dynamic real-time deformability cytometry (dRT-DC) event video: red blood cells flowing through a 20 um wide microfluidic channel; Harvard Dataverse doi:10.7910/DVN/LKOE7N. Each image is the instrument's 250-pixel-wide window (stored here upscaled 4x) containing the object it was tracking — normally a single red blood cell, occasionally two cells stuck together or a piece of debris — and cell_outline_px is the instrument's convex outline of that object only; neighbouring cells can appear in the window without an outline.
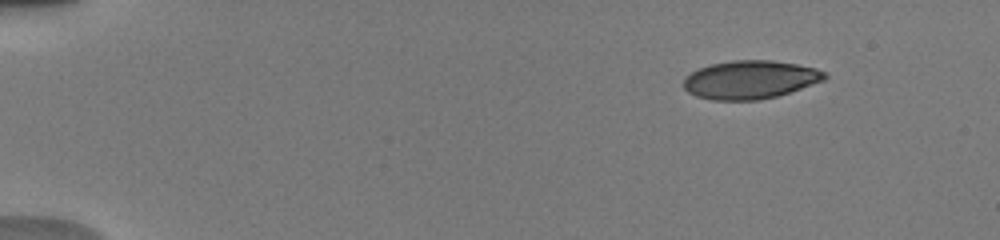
{"species": "human", "species_latin": "Homo sapiens", "temperature_condition": "warm", "stored_images_in_passage": 35, "camera_frame_rate_fps": 3000, "um_per_image_px": 0.085, "donor": {"sex": "male"}, "frame": {"image": 1, "passage_image": 1, "time_ms": 0.0, "image_size_px": [1000, 240], "cell_outline_px": [[828, 76], [824, 80], [776, 96], [756, 100], [712, 100], [696, 96], [688, 92], [684, 88], [684, 76], [700, 68], [712, 64], [732, 60], [772, 60], [796, 64], [816, 68], [828, 72]], "centroid_in_image_um": [63.76, 6.77], "position_along_channel_um": 21.2, "area_um2": 31.39}}
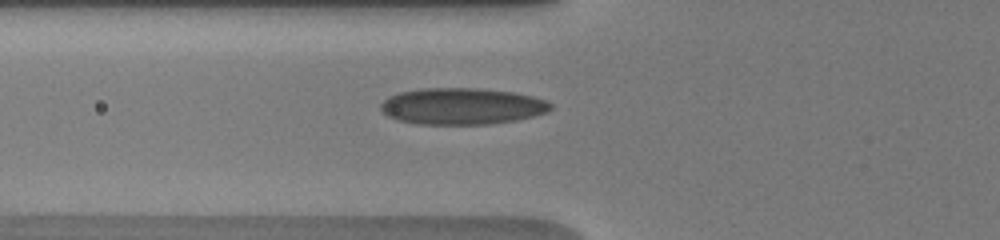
{"frame": {"image": 2, "passage_image": 22, "time_ms": 4.667, "image_size_px": [1000, 240], "cell_outline_px": [[552, 108], [548, 112], [516, 120], [488, 124], [416, 124], [396, 120], [388, 116], [380, 108], [380, 104], [388, 96], [400, 92], [420, 88], [480, 88], [512, 92], [532, 96], [544, 100], [552, 104]], "centroid_in_image_um": [39.24, 9.03], "position_along_channel_um": 86.6, "area_um2": 36.24}}
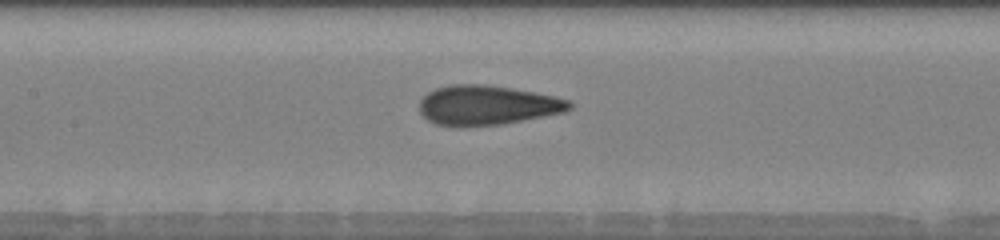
{"frame": {"image": 3, "passage_image": 31, "time_ms": 6.667, "image_size_px": [1000, 240], "cell_outline_px": [[572, 108], [564, 112], [500, 124], [460, 128], [436, 124], [428, 120], [420, 112], [420, 100], [428, 92], [436, 88], [452, 84], [484, 84], [512, 88], [552, 96], [568, 100], [572, 104]], "centroid_in_image_um": [41.36, 8.95], "position_along_channel_um": 166.0, "area_um2": 34.56}}